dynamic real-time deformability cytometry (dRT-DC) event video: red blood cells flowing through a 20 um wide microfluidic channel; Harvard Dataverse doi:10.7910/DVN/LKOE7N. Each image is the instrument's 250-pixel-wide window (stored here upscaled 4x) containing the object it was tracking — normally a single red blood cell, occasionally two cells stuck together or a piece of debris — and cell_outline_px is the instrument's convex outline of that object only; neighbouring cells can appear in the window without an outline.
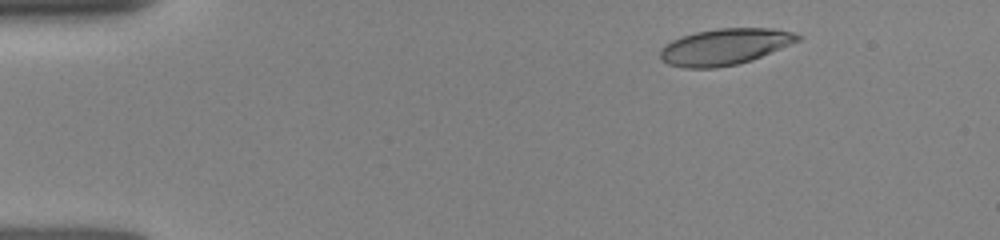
{"species": "human", "species_latin": "Homo sapiens", "temperature_condition": "room temperature", "stored_images_in_passage": 31, "camera_frame_rate_fps": 3000, "um_per_image_px": 0.085, "donor": {"sex": "female"}, "frame": {"image": 1, "passage_image": 3, "time_ms": 1.333, "image_size_px": [1000, 240], "cell_outline_px": [[804, 36], [800, 40], [752, 60], [736, 64], [716, 68], [684, 68], [668, 64], [660, 60], [660, 48], [672, 40], [680, 36], [696, 32], [720, 28], [772, 28], [796, 32]], "centroid_in_image_um": [61.61, 3.97], "position_along_channel_um": 23.4, "area_um2": 29.25}}
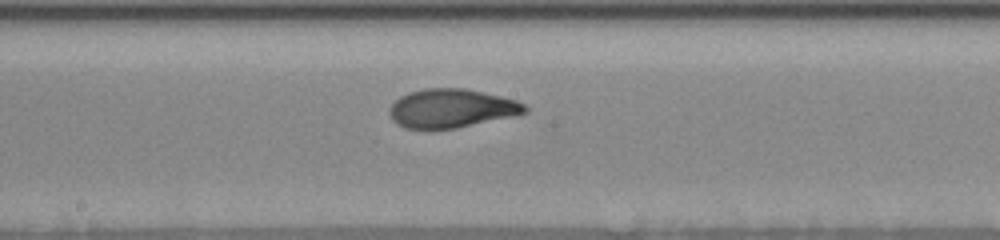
{"frame": {"image": 2, "passage_image": 17, "time_ms": 8.0, "image_size_px": [1000, 240], "cell_outline_px": [[528, 112], [520, 116], [456, 128], [404, 128], [396, 124], [392, 120], [388, 112], [392, 104], [400, 96], [408, 92], [424, 88], [464, 88], [500, 96], [516, 100], [524, 104], [528, 108]], "centroid_in_image_um": [38.41, 9.21], "position_along_channel_um": 209.8, "area_um2": 30.87}}
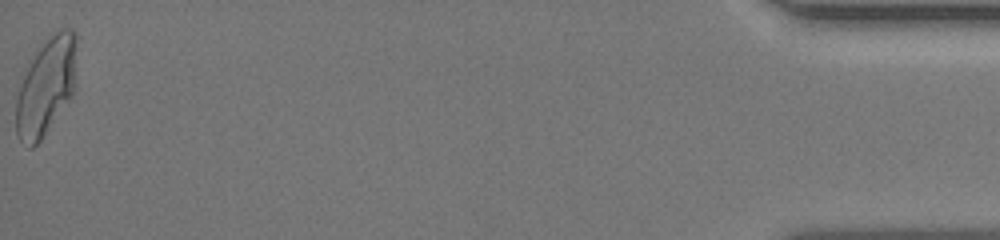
{"frame": {"image": 3, "passage_image": 31, "time_ms": 15.667, "image_size_px": [1000, 240], "cell_outline_px": [[76, 40], [72, 96], [40, 140], [32, 148], [28, 148], [20, 140], [16, 132], [16, 100], [24, 68], [28, 60], [60, 28], [72, 28], [76, 32]], "centroid_in_image_um": [3.88, 7.35], "position_along_channel_um": 431.3, "area_um2": 33.93}}